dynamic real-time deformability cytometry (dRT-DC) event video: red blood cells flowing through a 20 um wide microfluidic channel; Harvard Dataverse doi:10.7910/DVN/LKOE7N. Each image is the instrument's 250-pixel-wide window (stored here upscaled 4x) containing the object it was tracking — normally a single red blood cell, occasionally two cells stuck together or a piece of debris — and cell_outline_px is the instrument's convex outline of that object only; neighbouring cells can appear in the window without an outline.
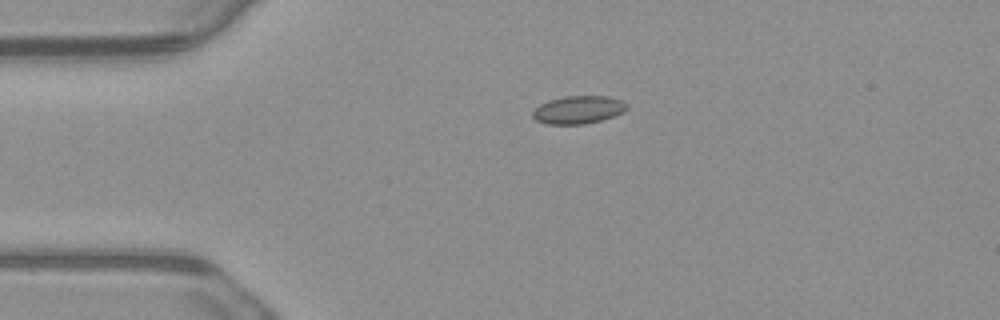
{"species": "common noctule bat (a hibernating species)", "species_latin": "Nyctalus noctula", "temperature_condition": "warm", "stored_images_in_passage": 2, "camera_frame_rate_fps": 3000, "um_per_image_px": 0.085, "animal": {"sex": "male", "body_mass_g": 23.1, "forearm_length_mm": 52.7}, "frame": {"image": 1, "passage_image": 1, "time_ms": 0.0, "image_size_px": [1000, 320], "cell_outline_px": [[628, 108], [624, 112], [600, 120], [584, 124], [548, 124], [536, 120], [532, 116], [532, 112], [540, 104], [548, 100], [564, 96], [608, 96], [624, 100], [628, 104]], "centroid_in_image_um": [49.18, 9.32], "position_along_channel_um": 35.8, "area_um2": 15.37}}